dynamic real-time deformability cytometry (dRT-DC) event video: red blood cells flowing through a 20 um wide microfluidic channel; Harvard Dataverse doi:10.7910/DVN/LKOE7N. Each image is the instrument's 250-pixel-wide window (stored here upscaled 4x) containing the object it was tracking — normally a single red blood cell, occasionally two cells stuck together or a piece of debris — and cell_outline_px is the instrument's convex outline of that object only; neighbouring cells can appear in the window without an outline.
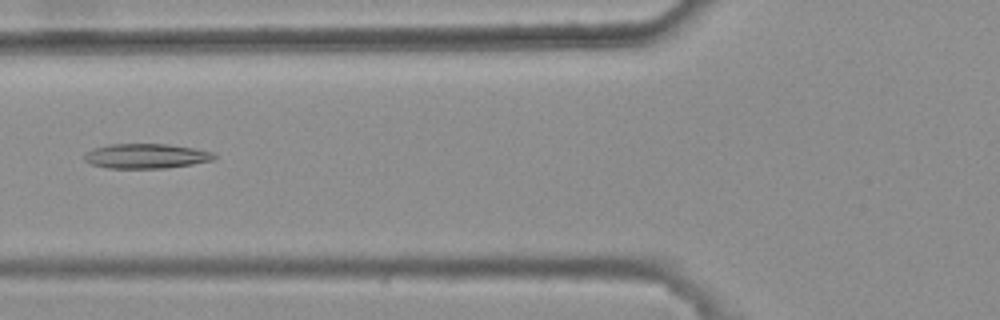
{"species": "common noctule bat (a hibernating species)", "species_latin": "Nyctalus noctula", "temperature_condition": "warm", "stored_images_in_passage": 4, "camera_frame_rate_fps": 3000, "um_per_image_px": 0.085, "animal": {"sex": "female", "body_mass_g": 25.1}, "frame": {"image": 1, "passage_image": 4, "time_ms": 1.0, "image_size_px": [1000, 320], "cell_outline_px": [[216, 156], [212, 160], [192, 164], [164, 168], [108, 168], [92, 164], [84, 160], [84, 152], [92, 148], [108, 144], [168, 144], [196, 148], [216, 152]], "centroid_in_image_um": [12.42, 13.25], "position_along_channel_um": 113.4, "area_um2": 18.9}}